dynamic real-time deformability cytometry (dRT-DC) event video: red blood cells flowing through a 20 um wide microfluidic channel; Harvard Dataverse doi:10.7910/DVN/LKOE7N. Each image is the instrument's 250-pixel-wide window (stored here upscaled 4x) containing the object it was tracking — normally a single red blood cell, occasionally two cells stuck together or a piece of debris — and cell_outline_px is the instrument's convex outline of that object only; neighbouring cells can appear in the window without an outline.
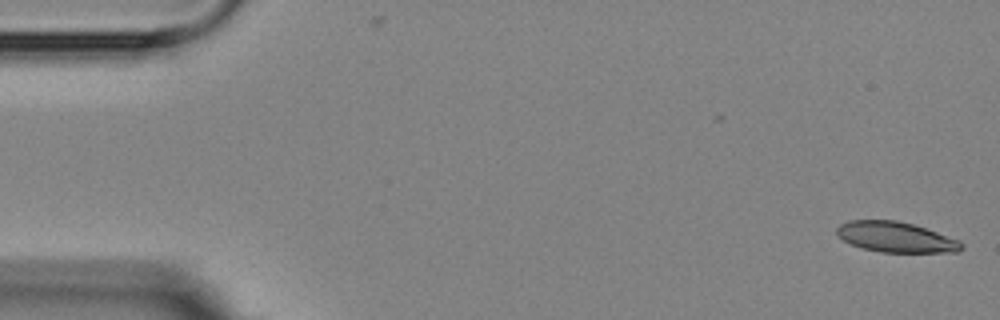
{"species": "Egyptian fruit bat (a non-hibernating species)", "species_latin": "Rousettus aegyptiacus", "temperature_condition": "room temperature", "stored_images_in_passage": 5, "camera_frame_rate_fps": 3000, "um_per_image_px": 0.085, "animal": {"sex": "female"}, "frame": {"image": 1, "passage_image": 1, "time_ms": 0.0, "image_size_px": [1000, 320], "cell_outline_px": [[964, 248], [960, 252], [880, 252], [860, 248], [844, 240], [836, 232], [836, 228], [840, 224], [848, 220], [896, 220], [912, 224], [960, 240], [964, 244]], "centroid_in_image_um": [76.16, 20.16], "position_along_channel_um": 8.8, "area_um2": 22.08}}
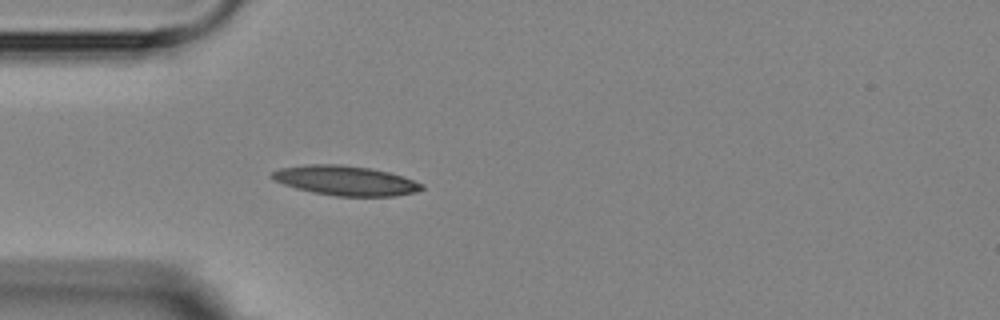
{"frame": {"image": 2, "passage_image": 5, "time_ms": 4.667, "image_size_px": [1000, 320], "cell_outline_px": [[424, 188], [416, 192], [396, 196], [336, 196], [312, 192], [296, 188], [272, 180], [268, 176], [272, 172], [280, 168], [304, 164], [340, 164], [368, 168], [388, 172], [404, 176], [424, 184]], "centroid_in_image_um": [29.35, 15.35], "position_along_channel_um": 55.7, "area_um2": 26.07}}